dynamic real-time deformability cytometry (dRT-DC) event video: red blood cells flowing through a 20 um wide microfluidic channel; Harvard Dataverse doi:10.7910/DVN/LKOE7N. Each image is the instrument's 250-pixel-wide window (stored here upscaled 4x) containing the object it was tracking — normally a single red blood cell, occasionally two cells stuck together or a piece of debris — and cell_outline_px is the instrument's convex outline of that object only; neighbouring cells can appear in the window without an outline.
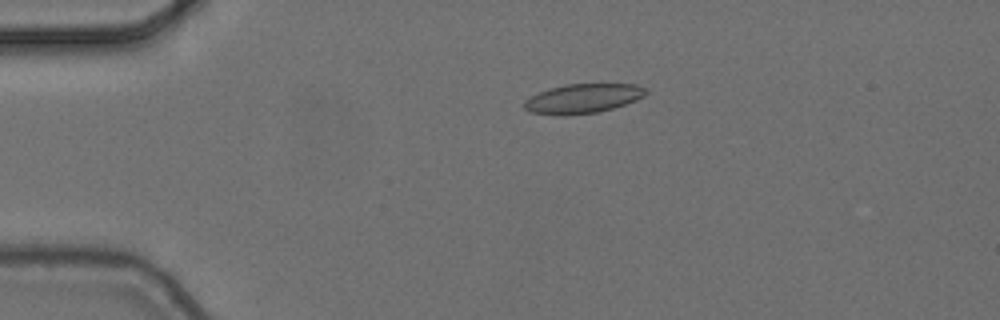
{"species": "common noctule bat (a hibernating species)", "species_latin": "Nyctalus noctula", "temperature_condition": "cold", "stored_images_in_passage": 6, "camera_frame_rate_fps": 3000, "um_per_image_px": 0.085, "animal": {"sex": "female", "body_mass_g": 24.6, "forearm_length_mm": 56.2}, "frame": {"image": 1, "passage_image": 3, "time_ms": 0.667, "image_size_px": [1000, 320], "cell_outline_px": [[648, 92], [644, 96], [636, 100], [612, 108], [596, 112], [564, 116], [560, 116], [528, 112], [524, 108], [524, 100], [548, 88], [568, 84], [636, 84], [648, 88]], "centroid_in_image_um": [49.54, 8.38], "position_along_channel_um": 35.5, "area_um2": 20.92}}
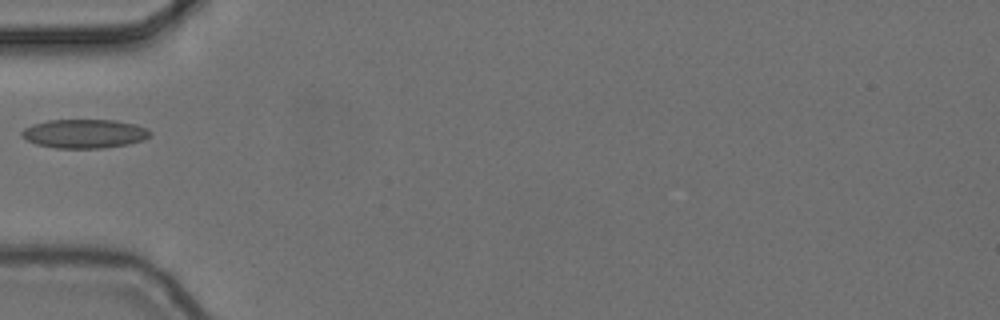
{"frame": {"image": 2, "passage_image": 5, "time_ms": 1.333, "image_size_px": [1000, 320], "cell_outline_px": [[152, 136], [144, 140], [128, 144], [100, 148], [56, 148], [36, 144], [20, 136], [20, 132], [24, 128], [32, 124], [48, 120], [116, 120], [136, 124], [148, 128], [152, 132]], "centroid_in_image_um": [7.2, 11.35], "position_along_channel_um": 77.8, "area_um2": 21.85}}
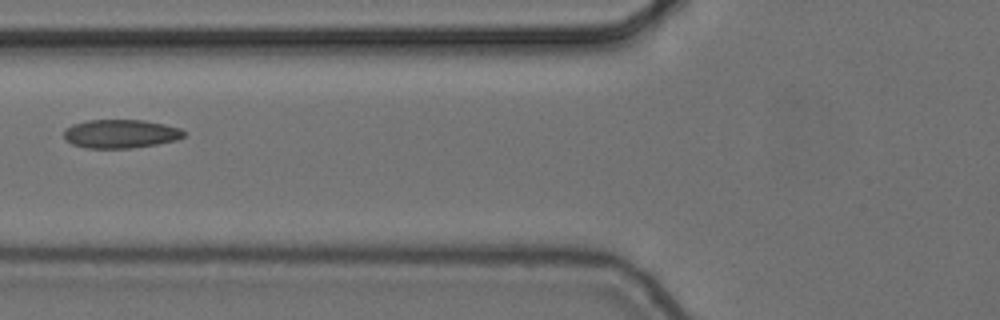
{"frame": {"image": 3, "passage_image": 6, "time_ms": 1.667, "image_size_px": [1000, 320], "cell_outline_px": [[188, 132], [184, 136], [176, 140], [156, 144], [128, 148], [84, 148], [72, 144], [64, 136], [64, 128], [72, 124], [88, 120], [144, 120], [164, 124], [180, 128]], "centroid_in_image_um": [10.25, 11.36], "position_along_channel_um": 115.5, "area_um2": 20.06}}